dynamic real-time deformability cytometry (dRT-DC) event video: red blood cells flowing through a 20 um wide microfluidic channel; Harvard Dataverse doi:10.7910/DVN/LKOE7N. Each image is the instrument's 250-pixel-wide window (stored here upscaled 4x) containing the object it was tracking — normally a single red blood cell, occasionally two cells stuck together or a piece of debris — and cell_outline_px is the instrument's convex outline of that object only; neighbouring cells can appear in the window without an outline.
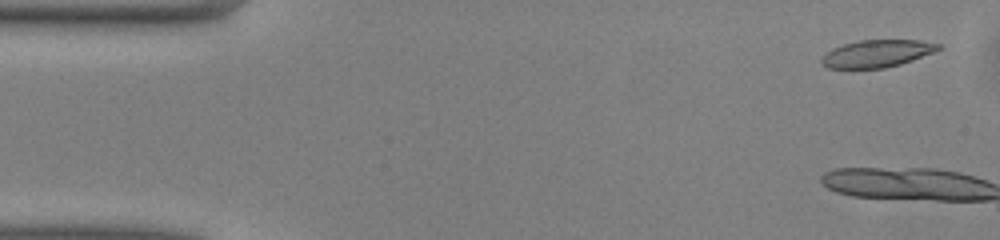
{"species": "common noctule bat (a hibernating species)", "species_latin": "Nyctalus noctula", "temperature_condition": "warm", "stored_images_in_passage": 3, "camera_frame_rate_fps": 3000, "um_per_image_px": 0.085, "animal": {"sex": "male", "body_mass_g": 13.0, "forearm_length_mm": 53.1}, "frame": {"image": 1, "passage_image": 2, "time_ms": 0.333, "image_size_px": [1000, 240], "cell_outline_px": [[940, 48], [932, 52], [912, 60], [900, 64], [884, 68], [828, 68], [820, 64], [820, 60], [832, 48], [844, 44], [860, 40], [920, 40], [940, 44]], "centroid_in_image_um": [74.51, 4.55], "position_along_channel_um": 10.5, "area_um2": 18.38}}